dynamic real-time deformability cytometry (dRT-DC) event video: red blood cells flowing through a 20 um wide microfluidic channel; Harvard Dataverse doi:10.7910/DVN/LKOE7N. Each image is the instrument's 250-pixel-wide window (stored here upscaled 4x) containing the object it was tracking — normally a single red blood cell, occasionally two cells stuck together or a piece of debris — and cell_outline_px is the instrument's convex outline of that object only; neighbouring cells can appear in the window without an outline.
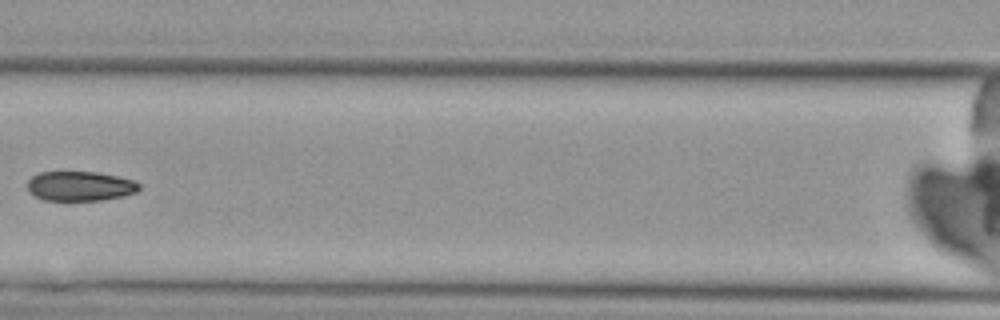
{"species": "Egyptian fruit bat (a non-hibernating species)", "species_latin": "Rousettus aegyptiacus", "temperature_condition": "cold", "stored_images_in_passage": 6, "camera_frame_rate_fps": 3000, "um_per_image_px": 0.085, "animal": {"sex": "female"}, "frame": {"image": 1, "passage_image": 6, "time_ms": 6.0, "image_size_px": [1000, 320], "cell_outline_px": [[140, 188], [136, 192], [124, 196], [104, 200], [44, 200], [36, 196], [28, 188], [28, 180], [32, 176], [40, 172], [96, 172], [116, 176], [132, 180], [140, 184]], "centroid_in_image_um": [6.83, 15.82], "position_along_channel_um": 159.8, "area_um2": 19.13}}